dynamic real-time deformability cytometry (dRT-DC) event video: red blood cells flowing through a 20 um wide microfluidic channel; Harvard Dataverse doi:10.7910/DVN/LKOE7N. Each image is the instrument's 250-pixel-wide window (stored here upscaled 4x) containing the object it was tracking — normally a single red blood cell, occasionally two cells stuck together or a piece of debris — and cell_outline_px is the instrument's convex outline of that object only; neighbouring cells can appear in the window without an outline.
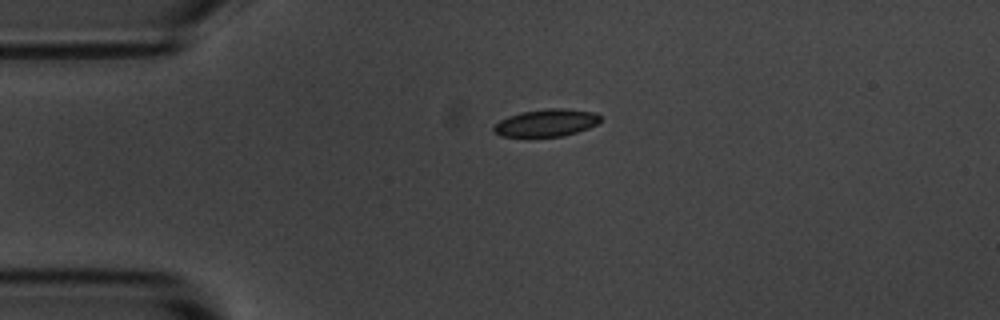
{"species": "common noctule bat (a hibernating species)", "species_latin": "Nyctalus noctula", "temperature_condition": "room temperature", "stored_images_in_passage": 3, "camera_frame_rate_fps": 3000, "um_per_image_px": 0.085, "animal": {"sex": "male", "body_mass_g": 20.1, "forearm_length_mm": 53.5}, "frame": {"image": 1, "passage_image": 3, "time_ms": 2.333, "image_size_px": [1000, 320], "cell_outline_px": [[600, 124], [576, 132], [560, 136], [528, 140], [500, 136], [492, 132], [492, 128], [500, 120], [508, 116], [520, 112], [548, 108], [564, 108], [596, 112], [600, 116]], "centroid_in_image_um": [46.37, 10.49], "position_along_channel_um": 38.6, "area_um2": 17.92}}